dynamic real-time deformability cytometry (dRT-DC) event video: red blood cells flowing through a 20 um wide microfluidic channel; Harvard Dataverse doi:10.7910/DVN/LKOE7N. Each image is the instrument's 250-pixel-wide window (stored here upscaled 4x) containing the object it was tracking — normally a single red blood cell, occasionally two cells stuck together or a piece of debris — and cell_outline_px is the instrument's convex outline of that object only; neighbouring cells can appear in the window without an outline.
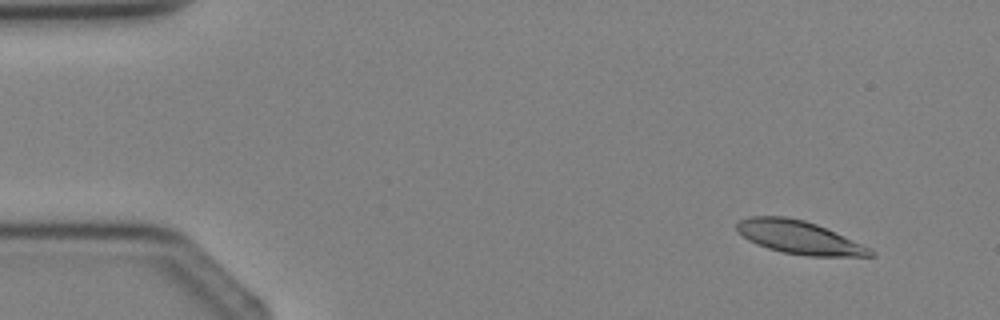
{"species": "Egyptian fruit bat (a non-hibernating species)", "species_latin": "Rousettus aegyptiacus", "temperature_condition": "cold", "stored_images_in_passage": 3, "camera_frame_rate_fps": 3000, "um_per_image_px": 0.085, "animal": {"sex": "female"}, "frame": {"image": 1, "passage_image": 1, "time_ms": 0.0, "image_size_px": [1000, 320], "cell_outline_px": [[876, 256], [808, 256], [784, 252], [768, 248], [756, 244], [748, 240], [736, 228], [736, 224], [740, 220], [748, 216], [784, 216], [804, 220], [816, 224], [872, 248], [876, 252]], "centroid_in_image_um": [67.95, 20.18], "position_along_channel_um": 17.0, "area_um2": 25.66}}
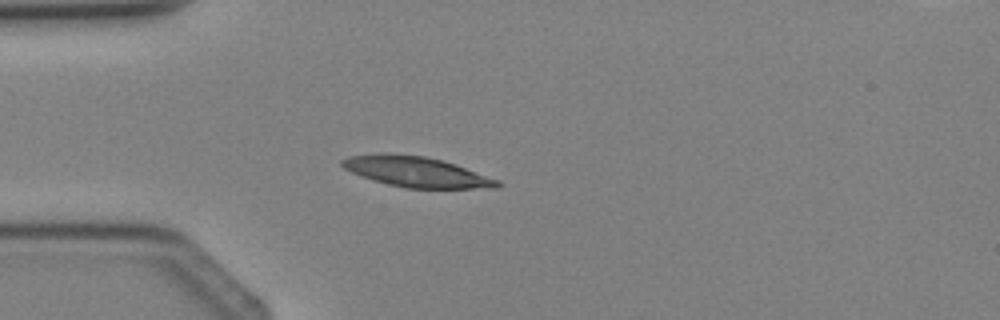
{"frame": {"image": 2, "passage_image": 3, "time_ms": 2.333, "image_size_px": [1000, 320], "cell_outline_px": [[504, 184], [500, 188], [404, 188], [388, 184], [352, 172], [344, 168], [340, 164], [340, 160], [348, 156], [376, 152], [384, 152], [424, 156], [456, 164], [500, 180]], "centroid_in_image_um": [35.42, 14.59], "position_along_channel_um": 49.6, "area_um2": 27.69}}